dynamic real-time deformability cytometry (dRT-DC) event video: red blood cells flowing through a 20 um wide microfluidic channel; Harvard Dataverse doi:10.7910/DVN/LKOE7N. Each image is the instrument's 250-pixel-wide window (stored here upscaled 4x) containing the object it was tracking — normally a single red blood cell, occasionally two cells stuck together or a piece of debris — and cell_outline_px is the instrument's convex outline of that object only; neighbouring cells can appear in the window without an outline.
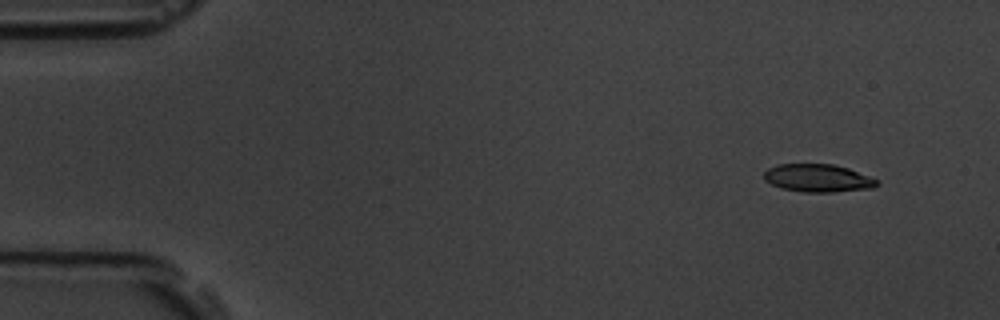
{"species": "common noctule bat (a hibernating species)", "species_latin": "Nyctalus noctula", "temperature_condition": "room temperature", "stored_images_in_passage": 5, "camera_frame_rate_fps": 3000, "um_per_image_px": 0.085, "animal": {"sex": "male", "body_mass_g": 19.5, "forearm_length_mm": 54.6}, "frame": {"image": 1, "passage_image": 1, "time_ms": 0.0, "image_size_px": [1000, 320], "cell_outline_px": [[880, 184], [872, 188], [832, 192], [804, 192], [780, 188], [764, 180], [764, 172], [768, 168], [780, 164], [832, 164], [848, 168], [880, 180]], "centroid_in_image_um": [69.54, 15.14], "position_along_channel_um": 15.5, "area_um2": 18.38}}
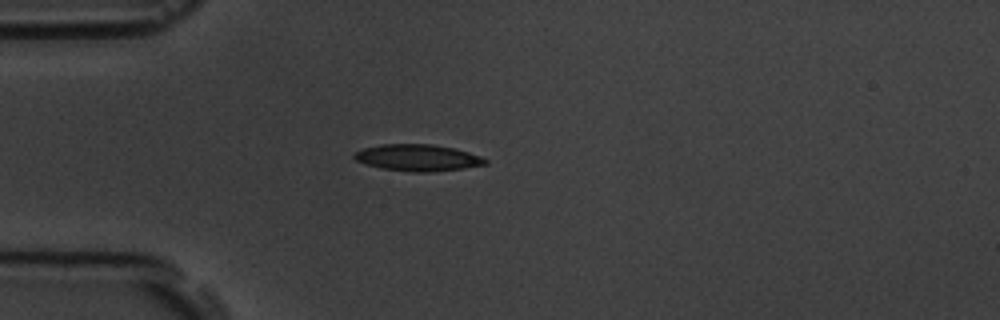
{"frame": {"image": 2, "passage_image": 4, "time_ms": 3.667, "image_size_px": [1000, 320], "cell_outline_px": [[488, 164], [464, 168], [432, 172], [412, 172], [380, 168], [356, 160], [352, 156], [356, 152], [364, 148], [384, 144], [432, 144], [452, 148], [468, 152], [480, 156], [488, 160]], "centroid_in_image_um": [35.53, 13.41], "position_along_channel_um": 49.5, "area_um2": 20.17}}